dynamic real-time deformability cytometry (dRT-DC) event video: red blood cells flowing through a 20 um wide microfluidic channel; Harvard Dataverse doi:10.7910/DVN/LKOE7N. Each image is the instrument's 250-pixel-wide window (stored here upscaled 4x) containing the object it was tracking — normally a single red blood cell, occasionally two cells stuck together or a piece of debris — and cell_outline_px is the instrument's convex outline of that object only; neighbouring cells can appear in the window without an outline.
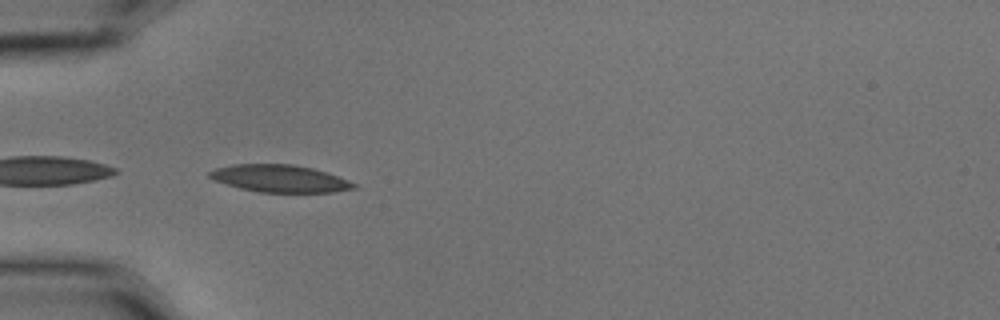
{"species": "common noctule bat (a hibernating species)", "species_latin": "Nyctalus noctula", "temperature_condition": "cold", "stored_images_in_passage": 8, "camera_frame_rate_fps": 3000, "um_per_image_px": 0.085, "animal": {"sex": "male", "body_mass_g": 15.6}, "frame": {"image": 1, "passage_image": 6, "time_ms": 1.667, "image_size_px": [1000, 320], "cell_outline_px": [[356, 188], [332, 192], [260, 192], [240, 188], [212, 180], [208, 176], [208, 172], [216, 168], [232, 164], [292, 164], [312, 168], [348, 180], [356, 184]], "centroid_in_image_um": [23.73, 15.17], "position_along_channel_um": 61.3, "area_um2": 22.77}}
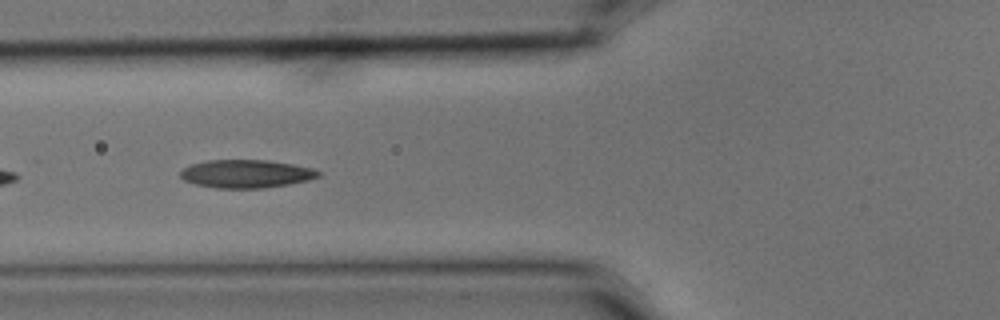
{"frame": {"image": 2, "passage_image": 7, "time_ms": 2.0, "image_size_px": [1000, 320], "cell_outline_px": [[320, 176], [308, 180], [288, 184], [264, 188], [216, 188], [196, 184], [184, 180], [180, 176], [180, 172], [184, 168], [192, 164], [208, 160], [268, 160], [292, 164], [312, 168], [320, 172]], "centroid_in_image_um": [20.92, 14.77], "position_along_channel_um": 104.9, "area_um2": 22.48}}
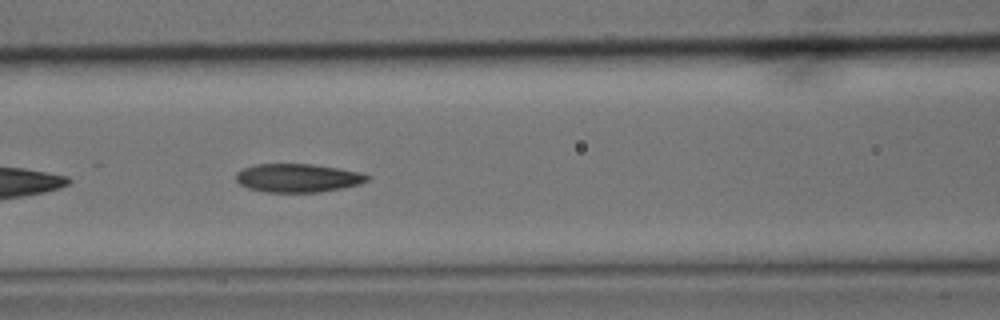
{"frame": {"image": 3, "passage_image": 8, "time_ms": 2.333, "image_size_px": [1000, 320], "cell_outline_px": [[372, 176], [368, 180], [360, 184], [344, 188], [320, 192], [264, 192], [248, 188], [240, 184], [236, 180], [236, 172], [244, 168], [256, 164], [312, 164], [340, 168], [360, 172]], "centroid_in_image_um": [25.34, 15.13], "position_along_channel_um": 141.3, "area_um2": 21.96}}